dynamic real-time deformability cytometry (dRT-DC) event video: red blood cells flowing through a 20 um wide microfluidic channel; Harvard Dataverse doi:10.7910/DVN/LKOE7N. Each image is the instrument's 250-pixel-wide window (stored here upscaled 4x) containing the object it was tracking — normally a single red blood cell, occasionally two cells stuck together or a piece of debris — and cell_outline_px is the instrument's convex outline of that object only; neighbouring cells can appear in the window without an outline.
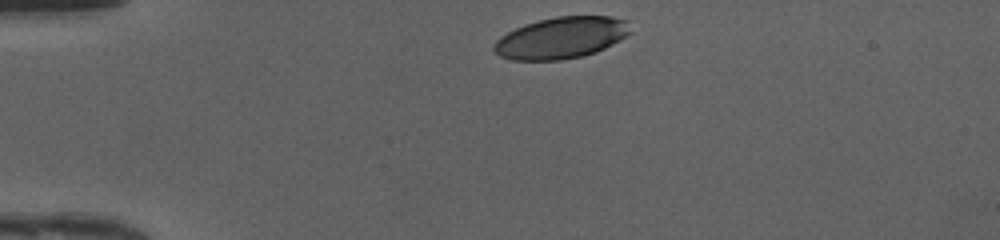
{"species": "human", "species_latin": "Homo sapiens", "temperature_condition": "cold", "stored_images_in_passage": 31, "camera_frame_rate_fps": 3000, "um_per_image_px": 0.085, "donor": {"sex": "female"}, "frame": {"image": 1, "passage_image": 1, "time_ms": 0.0, "image_size_px": [1000, 240], "cell_outline_px": [[632, 32], [612, 44], [596, 52], [580, 56], [560, 60], [512, 60], [500, 56], [492, 48], [492, 44], [500, 36], [524, 24], [556, 16], [612, 16], [628, 20]], "centroid_in_image_um": [47.71, 3.2], "position_along_channel_um": 37.3, "area_um2": 33.06}}
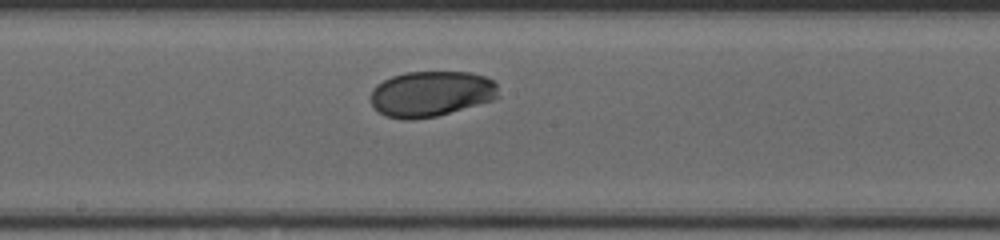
{"frame": {"image": 2, "passage_image": 17, "time_ms": 5.333, "image_size_px": [1000, 240], "cell_outline_px": [[500, 96], [492, 100], [436, 116], [412, 120], [400, 120], [384, 116], [372, 104], [372, 88], [376, 84], [392, 76], [404, 72], [472, 72], [484, 76], [492, 80], [496, 84]], "centroid_in_image_um": [36.63, 7.97], "position_along_channel_um": 211.6, "area_um2": 33.99}}
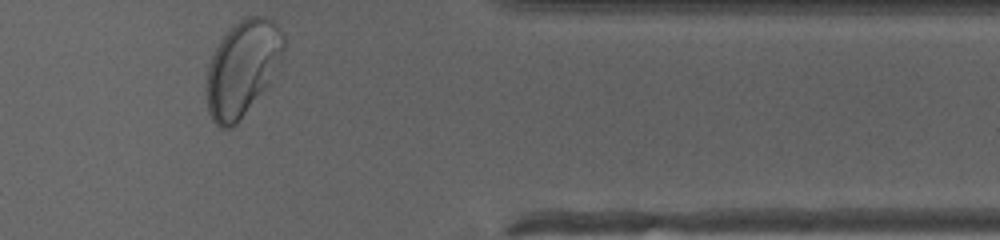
{"frame": {"image": 3, "passage_image": 31, "time_ms": 10.0, "image_size_px": [1000, 240], "cell_outline_px": [[284, 48], [268, 84], [236, 124], [232, 128], [220, 128], [212, 120], [208, 108], [204, 88], [208, 68], [212, 56], [220, 40], [240, 20], [248, 16], [264, 16], [272, 20], [284, 36]], "centroid_in_image_um": [20.56, 5.82], "position_along_channel_um": 390.8, "area_um2": 42.19}, "authors_computed_cell_mechanics": {"area_um2": 34.68, "velocity_mm_per_s": 4.1657, "shape_relaxation_time_tau1_ms": 3.7206, "shape_relaxation_time_tau2_ms": 0.985, "deformation_change_tau1": 0.1278, "deformation_change_tau2": 0.0245}}